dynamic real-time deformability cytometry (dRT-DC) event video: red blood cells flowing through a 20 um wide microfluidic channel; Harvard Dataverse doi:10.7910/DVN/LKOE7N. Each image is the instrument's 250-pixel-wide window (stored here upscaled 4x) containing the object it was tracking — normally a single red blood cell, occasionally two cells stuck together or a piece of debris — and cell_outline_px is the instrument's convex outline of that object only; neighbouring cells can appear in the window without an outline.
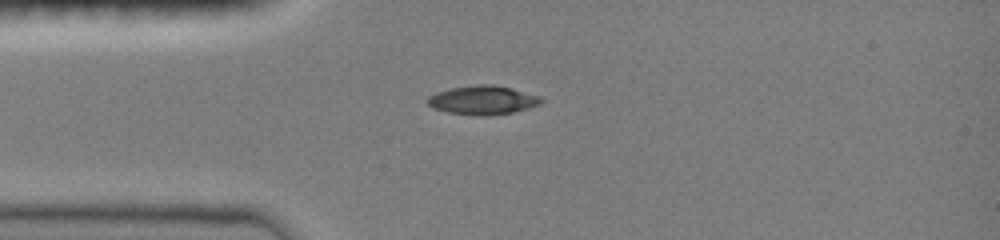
{"species": "common noctule bat (a hibernating species)", "species_latin": "Nyctalus noctula", "temperature_condition": "room temperature", "stored_images_in_passage": 31, "camera_frame_rate_fps": 3000, "um_per_image_px": 0.085, "animal": {"sex": "female", "body_mass_g": 19.0, "forearm_length_mm": 51.5}, "frame": {"image": 1, "passage_image": 1, "time_ms": 0.0, "image_size_px": [1000, 240], "cell_outline_px": [[544, 100], [540, 104], [528, 108], [512, 112], [480, 116], [448, 112], [432, 108], [424, 100], [428, 96], [436, 92], [452, 88], [480, 84], [492, 84], [512, 88], [540, 96]], "centroid_in_image_um": [41.01, 8.5], "position_along_channel_um": 44.0, "area_um2": 19.07}}
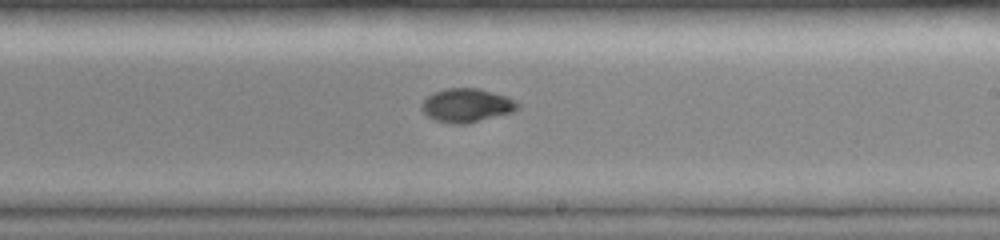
{"frame": {"image": 2, "passage_image": 16, "time_ms": 5.333, "image_size_px": [1000, 240], "cell_outline_px": [[520, 108], [512, 112], [468, 124], [452, 124], [436, 120], [428, 116], [420, 108], [420, 104], [432, 92], [444, 88], [480, 88], [508, 96], [520, 104]], "centroid_in_image_um": [39.67, 8.95], "position_along_channel_um": 249.3, "area_um2": 19.13}}
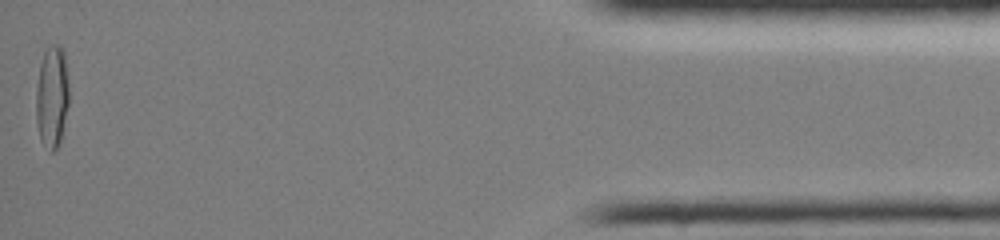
{"frame": {"image": 3, "passage_image": 31, "time_ms": 11.667, "image_size_px": [1000, 240], "cell_outline_px": [[68, 104], [60, 140], [56, 148], [52, 152], [48, 152], [40, 140], [36, 120], [36, 88], [40, 64], [44, 52], [48, 44], [60, 44], [64, 48], [68, 84]], "centroid_in_image_um": [4.41, 8.18], "position_along_channel_um": 430.8, "area_um2": 19.83}, "authors_computed_cell_mechanics": {"area_um2": 18.9006, "velocity_mm_per_s": 4.0722, "shape_relaxation_time_tau1_ms": 5.3867, "shape_relaxation_time_tau2_ms": 2.1223, "deformation_change_tau1": 0.2402, "deformation_change_tau2": 0.0399}}